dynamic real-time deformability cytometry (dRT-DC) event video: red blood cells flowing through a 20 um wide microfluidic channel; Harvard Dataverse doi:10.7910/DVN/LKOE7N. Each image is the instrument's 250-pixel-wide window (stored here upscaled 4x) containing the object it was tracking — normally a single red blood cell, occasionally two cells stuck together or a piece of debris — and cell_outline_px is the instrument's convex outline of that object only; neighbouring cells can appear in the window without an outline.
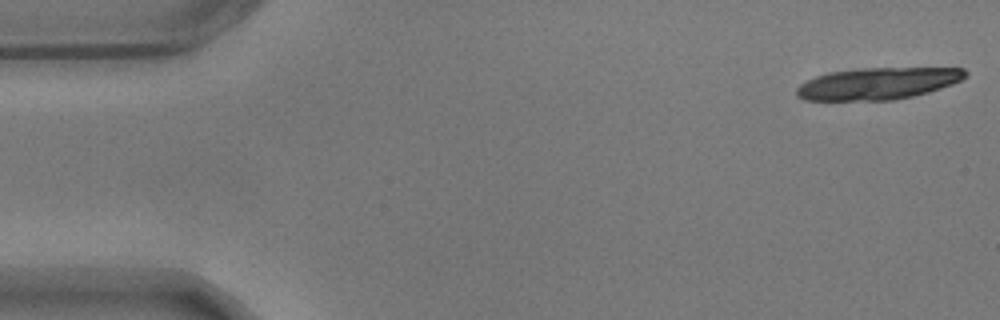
{"species": "common noctule bat (a hibernating species)", "species_latin": "Nyctalus noctula", "temperature_condition": "warm", "stored_images_in_passage": 8, "camera_frame_rate_fps": 3000, "um_per_image_px": 0.085, "animal": {"sex": "male", "body_mass_g": 17.9}, "frame": {"image": 1, "passage_image": 1, "time_ms": 0.0, "image_size_px": [1000, 320], "cell_outline_px": [[968, 76], [952, 84], [928, 92], [912, 96], [892, 100], [804, 100], [796, 96], [796, 88], [800, 84], [816, 76], [828, 72], [860, 68], [964, 68], [968, 72]], "centroid_in_image_um": [74.6, 7.09], "position_along_channel_um": 10.4, "area_um2": 31.33}}